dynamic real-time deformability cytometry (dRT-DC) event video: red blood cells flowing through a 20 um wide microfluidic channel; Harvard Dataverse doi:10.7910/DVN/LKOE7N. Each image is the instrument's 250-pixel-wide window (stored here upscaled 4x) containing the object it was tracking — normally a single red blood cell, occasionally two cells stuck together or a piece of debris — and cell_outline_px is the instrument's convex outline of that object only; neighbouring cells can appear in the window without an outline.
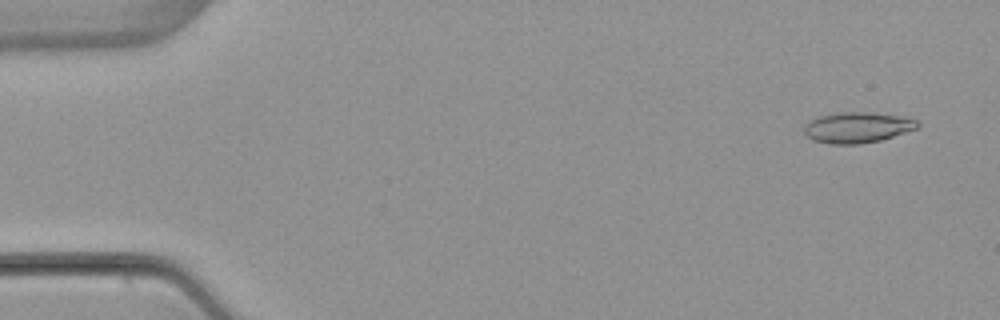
{"species": "common noctule bat (a hibernating species)", "species_latin": "Nyctalus noctula", "temperature_condition": "warm", "stored_images_in_passage": 4, "camera_frame_rate_fps": 3000, "um_per_image_px": 0.085, "animal": {"sex": "female", "body_mass_g": 22.7, "forearm_length_mm": 54.2}, "frame": {"image": 1, "passage_image": 1, "time_ms": 0.0, "image_size_px": [1000, 320], "cell_outline_px": [[920, 128], [880, 140], [860, 144], [828, 144], [812, 140], [804, 132], [804, 124], [808, 120], [820, 116], [836, 112], [868, 112], [908, 116], [916, 120], [920, 124]], "centroid_in_image_um": [72.89, 10.82], "position_along_channel_um": 12.1, "area_um2": 20.69}}
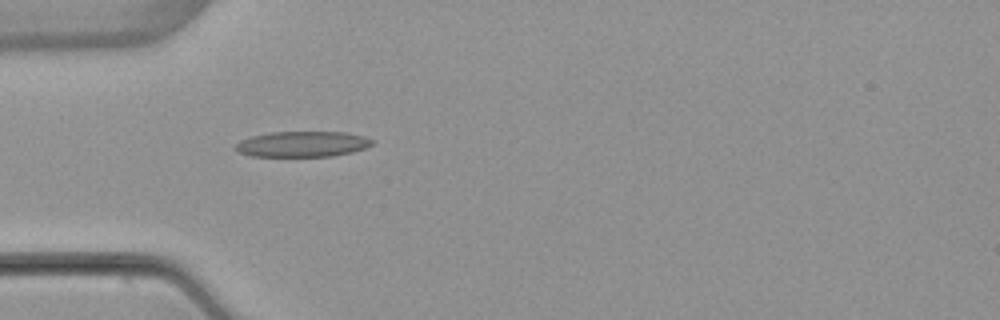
{"frame": {"image": 2, "passage_image": 4, "time_ms": 4.333, "image_size_px": [1000, 320], "cell_outline_px": [[376, 140], [372, 144], [364, 148], [352, 152], [332, 156], [252, 156], [240, 152], [232, 148], [240, 140], [252, 136], [272, 132], [344, 132], [364, 136]], "centroid_in_image_um": [25.71, 12.24], "position_along_channel_um": 59.3, "area_um2": 20.35}}